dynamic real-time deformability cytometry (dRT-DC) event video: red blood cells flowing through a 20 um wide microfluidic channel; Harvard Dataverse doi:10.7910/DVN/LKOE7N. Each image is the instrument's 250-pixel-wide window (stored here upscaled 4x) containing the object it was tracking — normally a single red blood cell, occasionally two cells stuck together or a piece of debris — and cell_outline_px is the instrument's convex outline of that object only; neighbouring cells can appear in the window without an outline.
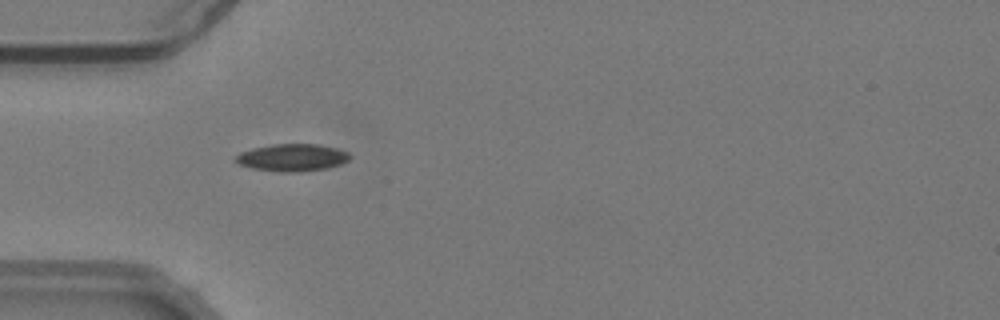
{"species": "common noctule bat (a hibernating species)", "species_latin": "Nyctalus noctula", "temperature_condition": "warm", "stored_images_in_passage": 55, "camera_frame_rate_fps": 3000, "um_per_image_px": 0.085, "animal": {"sex": "male", "body_mass_g": 19.2, "forearm_length_mm": 51.8}, "frame": {"image": 1, "passage_image": 18, "time_ms": 5.667, "image_size_px": [1000, 320], "cell_outline_px": [[352, 156], [348, 160], [340, 164], [324, 168], [300, 172], [280, 172], [252, 168], [240, 164], [236, 160], [236, 156], [240, 152], [252, 148], [272, 144], [316, 144], [336, 148], [348, 152]], "centroid_in_image_um": [24.84, 13.39], "position_along_channel_um": 60.2, "area_um2": 18.03}}
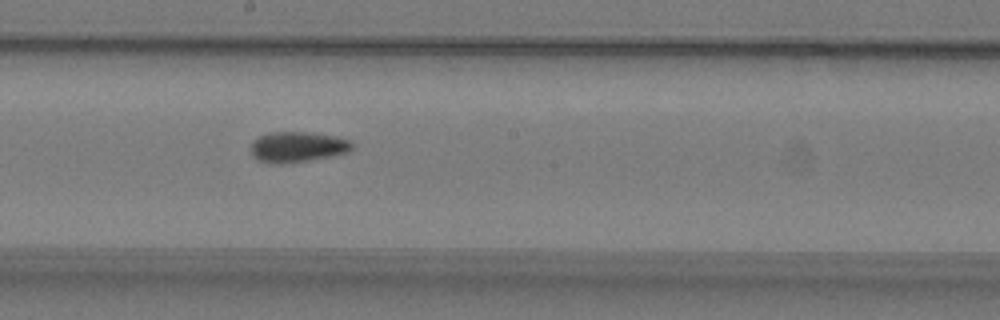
{"frame": {"image": 2, "passage_image": 31, "time_ms": 10.0, "image_size_px": [1000, 320], "cell_outline_px": [[352, 148], [348, 152], [308, 160], [280, 164], [256, 160], [252, 156], [252, 140], [268, 132], [308, 132], [332, 136], [352, 140]], "centroid_in_image_um": [25.25, 12.48], "position_along_channel_um": 222.9, "area_um2": 17.8}}
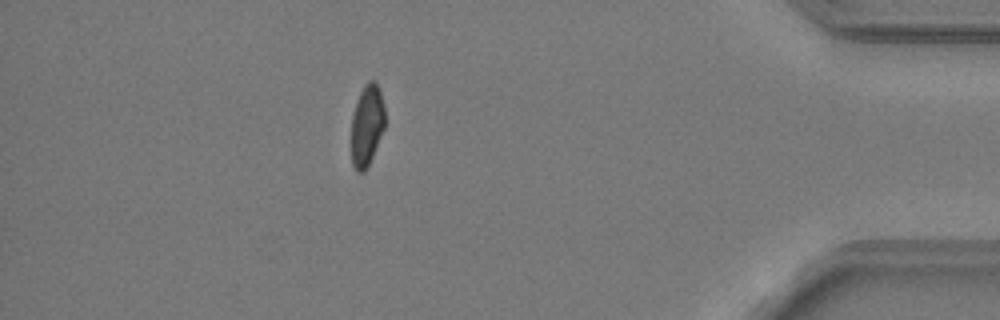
{"frame": {"image": 3, "passage_image": 49, "time_ms": 16.0, "image_size_px": [1000, 320], "cell_outline_px": [[384, 128], [372, 156], [364, 172], [356, 172], [352, 164], [352, 116], [360, 92], [364, 84], [368, 80], [376, 80], [384, 104]], "centroid_in_image_um": [31.19, 10.62], "position_along_channel_um": 404.0, "area_um2": 15.72}, "authors_computed_cell_mechanics": {"area_um2": 16.9354, "velocity_mm_per_s": 3.7979, "shape_relaxation_time_tau1_ms": 7.7046, "shape_relaxation_time_tau2_ms": 2.6952, "deformation_change_tau1": 0.1912, "deformation_change_tau2": 0.0864}}